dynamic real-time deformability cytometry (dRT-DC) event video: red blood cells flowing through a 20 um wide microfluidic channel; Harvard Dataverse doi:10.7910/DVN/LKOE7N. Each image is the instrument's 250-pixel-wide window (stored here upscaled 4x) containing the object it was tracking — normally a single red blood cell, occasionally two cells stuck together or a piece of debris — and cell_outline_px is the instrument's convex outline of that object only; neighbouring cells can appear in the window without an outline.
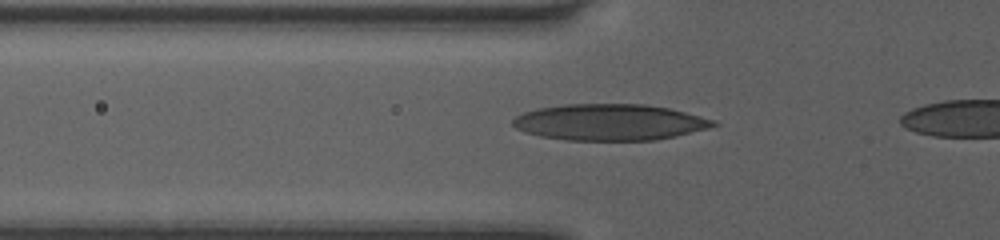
{"species": "human", "species_latin": "Homo sapiens", "temperature_condition": "room temperature", "stored_images_in_passage": 14, "camera_frame_rate_fps": 3000, "um_per_image_px": 0.085, "donor": {"sex": "female"}, "frame": {"image": 1, "passage_image": 12, "time_ms": 3.667, "image_size_px": [1000, 240], "cell_outline_px": [[720, 124], [708, 128], [676, 136], [656, 140], [564, 140], [540, 136], [524, 132], [516, 128], [512, 124], [512, 120], [516, 116], [524, 112], [536, 108], [564, 104], [644, 104], [668, 108], [716, 120]], "centroid_in_image_um": [51.8, 10.39], "position_along_channel_um": 74.0, "area_um2": 42.48}}